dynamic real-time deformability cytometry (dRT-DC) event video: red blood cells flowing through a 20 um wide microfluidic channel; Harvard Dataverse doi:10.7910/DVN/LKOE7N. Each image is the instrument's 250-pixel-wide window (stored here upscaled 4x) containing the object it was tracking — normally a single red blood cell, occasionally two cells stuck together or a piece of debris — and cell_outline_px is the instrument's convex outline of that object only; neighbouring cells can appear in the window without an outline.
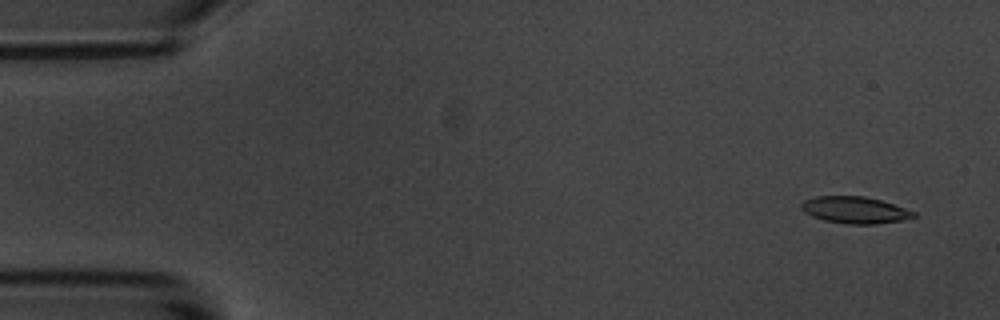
{"species": "common noctule bat (a hibernating species)", "species_latin": "Nyctalus noctula", "temperature_condition": "room temperature", "stored_images_in_passage": 8, "camera_frame_rate_fps": 3000, "um_per_image_px": 0.085, "animal": {"sex": "male", "body_mass_g": 20.1, "forearm_length_mm": 53.5}, "frame": {"image": 1, "passage_image": 1, "time_ms": 0.0, "image_size_px": [1000, 320], "cell_outline_px": [[916, 216], [900, 220], [876, 224], [848, 224], [824, 220], [812, 216], [804, 212], [800, 208], [800, 204], [804, 200], [816, 196], [864, 196], [880, 200], [916, 212]], "centroid_in_image_um": [72.62, 17.84], "position_along_channel_um": 12.4, "area_um2": 17.4}}
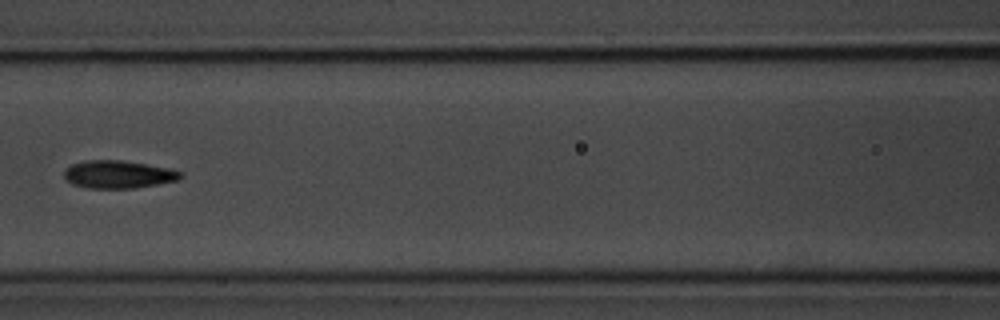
{"frame": {"image": 2, "passage_image": 7, "time_ms": 7.333, "image_size_px": [1000, 320], "cell_outline_px": [[184, 176], [180, 180], [132, 188], [84, 188], [72, 184], [64, 180], [64, 172], [72, 164], [84, 160], [120, 160], [168, 168], [180, 172]], "centroid_in_image_um": [10.02, 14.83], "position_along_channel_um": 156.6, "area_um2": 18.79}}
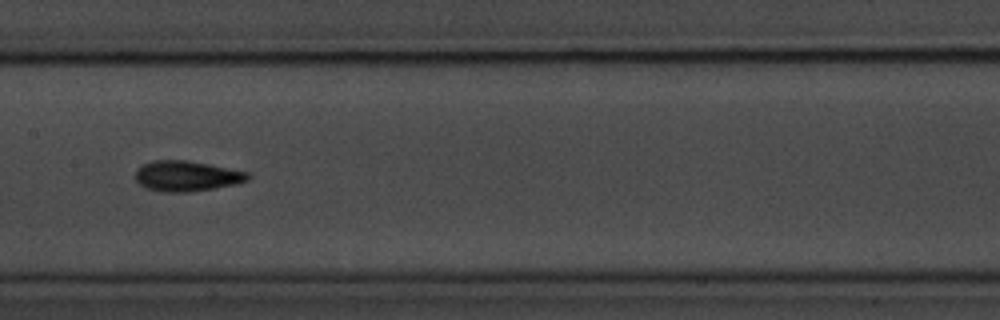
{"frame": {"image": 3, "passage_image": 8, "time_ms": 8.333, "image_size_px": [1000, 320], "cell_outline_px": [[252, 176], [248, 180], [236, 184], [192, 192], [164, 192], [148, 188], [140, 184], [136, 180], [136, 168], [152, 160], [188, 160], [248, 172]], "centroid_in_image_um": [15.88, 14.96], "position_along_channel_um": 191.5, "area_um2": 19.94}}